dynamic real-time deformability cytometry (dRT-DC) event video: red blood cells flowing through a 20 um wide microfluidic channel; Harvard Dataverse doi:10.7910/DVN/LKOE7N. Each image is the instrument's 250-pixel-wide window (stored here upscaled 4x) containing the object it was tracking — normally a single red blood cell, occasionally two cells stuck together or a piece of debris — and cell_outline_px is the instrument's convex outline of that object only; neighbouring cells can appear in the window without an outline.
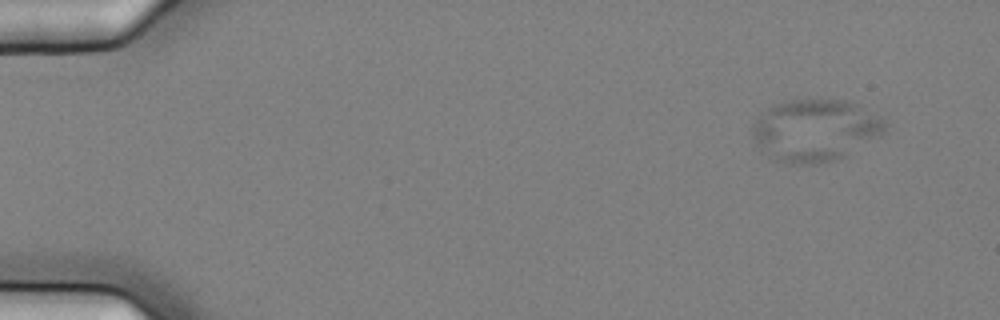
{"species": "common noctule bat (a hibernating species)", "species_latin": "Nyctalus noctula", "temperature_condition": "cold", "stored_images_in_passage": 5, "camera_frame_rate_fps": 3000, "um_per_image_px": 0.085, "animal": {"sex": "female", "body_mass_g": 25.1}, "frame": {"image": 1, "passage_image": 1, "time_ms": 0.0, "image_size_px": [1000, 320], "cell_outline_px": [[888, 124], [884, 132], [880, 136], [848, 156], [816, 164], [784, 164], [772, 160], [756, 144], [752, 136], [752, 124], [772, 104], [788, 100], [848, 100], [860, 104], [880, 116]], "centroid_in_image_um": [69.31, 11.08], "position_along_channel_um": 15.7, "area_um2": 48.61}}
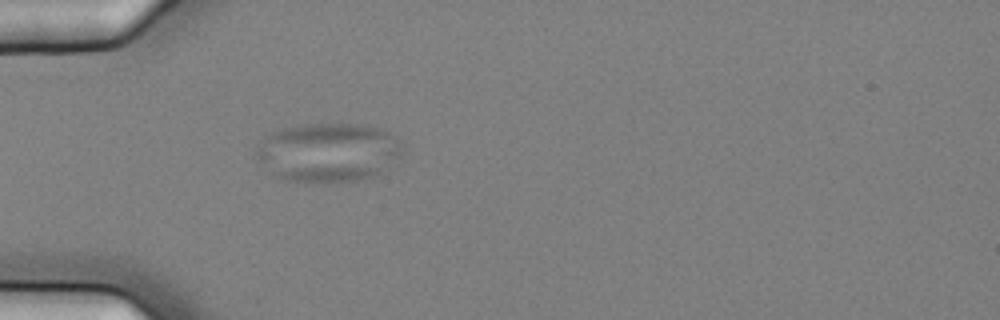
{"frame": {"image": 2, "passage_image": 5, "time_ms": 1.333, "image_size_px": [1000, 320], "cell_outline_px": [[404, 148], [400, 156], [380, 172], [372, 176], [356, 180], [284, 180], [256, 160], [252, 156], [260, 140], [264, 136], [280, 128], [304, 124], [368, 124], [380, 128], [388, 132]], "centroid_in_image_um": [27.84, 12.9], "position_along_channel_um": 57.2, "area_um2": 49.71}}